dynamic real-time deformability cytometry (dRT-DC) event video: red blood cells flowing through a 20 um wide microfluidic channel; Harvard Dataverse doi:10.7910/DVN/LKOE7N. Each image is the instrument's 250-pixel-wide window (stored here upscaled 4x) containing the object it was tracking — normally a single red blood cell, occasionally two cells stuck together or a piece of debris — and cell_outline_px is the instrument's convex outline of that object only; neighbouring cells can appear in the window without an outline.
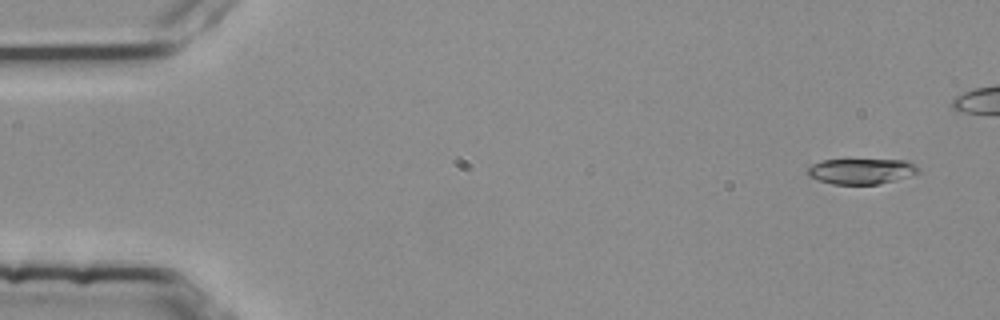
{"species": "common noctule bat (a hibernating species)", "species_latin": "Nyctalus noctula", "temperature_condition": "room temperature", "stored_images_in_passage": 5, "camera_frame_rate_fps": 3000, "um_per_image_px": 0.085, "animal": {"sex": "female", "body_mass_g": 25.1}, "frame": {"image": 1, "passage_image": 1, "time_ms": 0.0, "image_size_px": [1000, 320], "cell_outline_px": [[920, 172], [896, 180], [880, 184], [832, 184], [808, 176], [808, 168], [812, 164], [824, 160], [904, 160], [916, 164]], "centroid_in_image_um": [73.23, 14.55], "position_along_channel_um": 11.8, "area_um2": 16.36}}
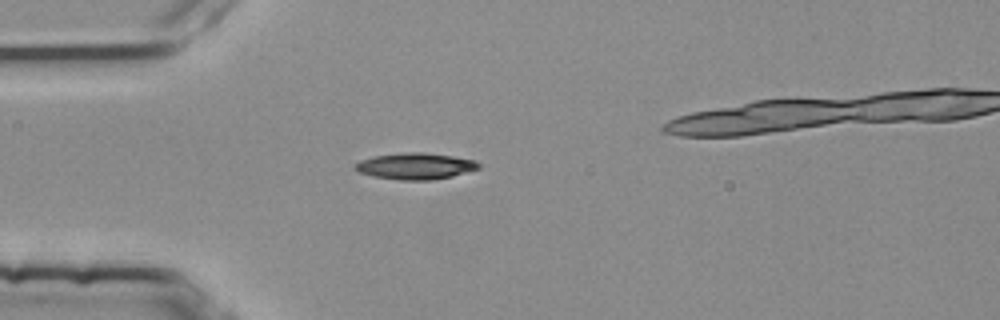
{"frame": {"image": 2, "passage_image": 4, "time_ms": 1.0, "image_size_px": [1000, 320], "cell_outline_px": [[480, 168], [452, 176], [432, 180], [400, 180], [372, 176], [360, 172], [352, 168], [360, 160], [372, 156], [412, 152], [420, 152], [452, 156], [476, 160], [480, 164]], "centroid_in_image_um": [35.3, 14.12], "position_along_channel_um": 49.7, "area_um2": 18.9}}